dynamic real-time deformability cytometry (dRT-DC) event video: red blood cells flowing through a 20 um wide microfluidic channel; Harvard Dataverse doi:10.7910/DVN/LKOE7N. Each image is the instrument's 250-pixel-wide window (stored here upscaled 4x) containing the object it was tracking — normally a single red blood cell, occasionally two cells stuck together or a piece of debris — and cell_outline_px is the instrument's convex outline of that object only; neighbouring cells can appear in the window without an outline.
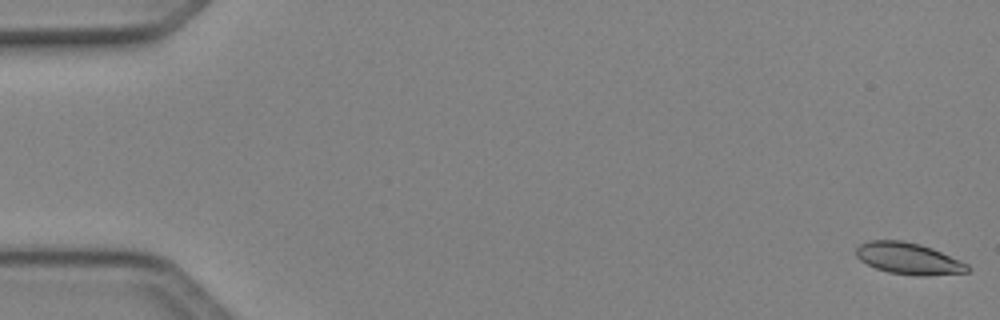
{"species": "Egyptian fruit bat (a non-hibernating species)", "species_latin": "Rousettus aegyptiacus", "temperature_condition": "cold", "stored_images_in_passage": 51, "camera_frame_rate_fps": 3000, "um_per_image_px": 0.085, "animal": {"sex": "female"}, "frame": {"image": 1, "passage_image": 1, "time_ms": 0.0, "image_size_px": [1000, 320], "cell_outline_px": [[972, 268], [968, 272], [928, 276], [916, 276], [888, 272], [876, 268], [860, 260], [856, 256], [856, 248], [860, 244], [868, 240], [900, 240], [920, 244], [932, 248], [960, 260], [968, 264]], "centroid_in_image_um": [77.24, 21.98], "position_along_channel_um": 7.8, "area_um2": 20.63}}
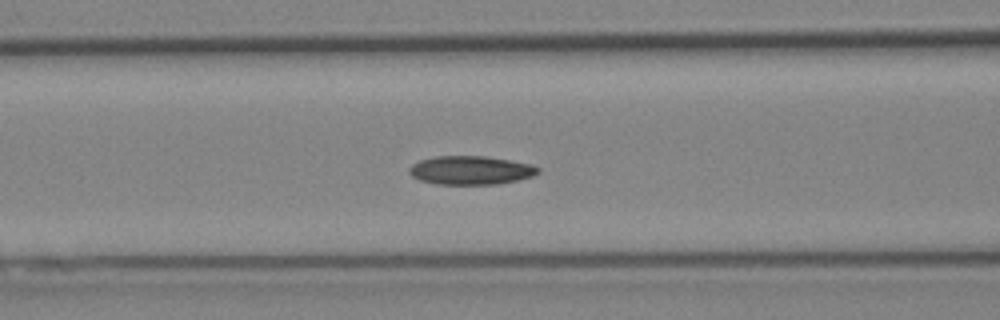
{"frame": {"image": 2, "passage_image": 21, "time_ms": 6.667, "image_size_px": [1000, 320], "cell_outline_px": [[540, 172], [532, 176], [516, 180], [496, 184], [436, 184], [420, 180], [412, 176], [408, 172], [408, 168], [412, 164], [420, 160], [436, 156], [484, 156], [532, 164], [540, 168]], "centroid_in_image_um": [39.99, 14.47], "position_along_channel_um": 126.6, "area_um2": 21.44}}
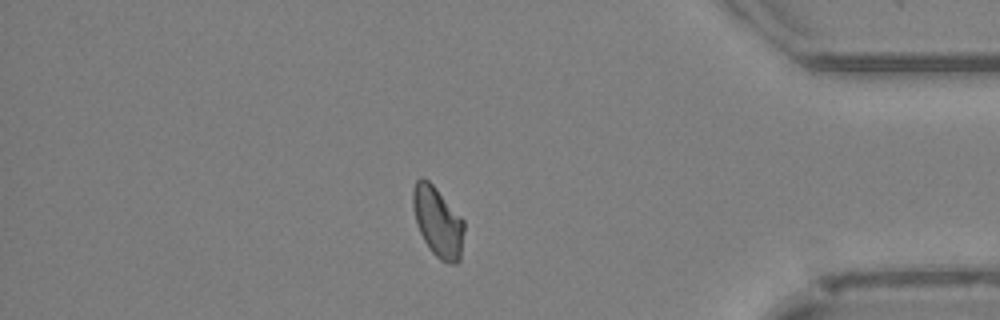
{"frame": {"image": 3, "passage_image": 43, "time_ms": 14.0, "image_size_px": [1000, 320], "cell_outline_px": [[464, 232], [460, 260], [456, 264], [448, 264], [440, 260], [432, 252], [424, 240], [416, 224], [412, 204], [412, 188], [416, 180], [420, 176], [424, 176], [436, 188], [464, 220]], "centroid_in_image_um": [37.2, 18.85], "position_along_channel_um": 398.0, "area_um2": 21.1}, "authors_computed_cell_mechanics": {"area_um2": 20.7502, "velocity_mm_per_s": 4.1244, "shape_relaxation_time_tau1_ms": 10.9454, "shape_relaxation_time_tau2_ms": null, "deformation_change_tau1": 0.1784, "deformation_change_tau2": null}}